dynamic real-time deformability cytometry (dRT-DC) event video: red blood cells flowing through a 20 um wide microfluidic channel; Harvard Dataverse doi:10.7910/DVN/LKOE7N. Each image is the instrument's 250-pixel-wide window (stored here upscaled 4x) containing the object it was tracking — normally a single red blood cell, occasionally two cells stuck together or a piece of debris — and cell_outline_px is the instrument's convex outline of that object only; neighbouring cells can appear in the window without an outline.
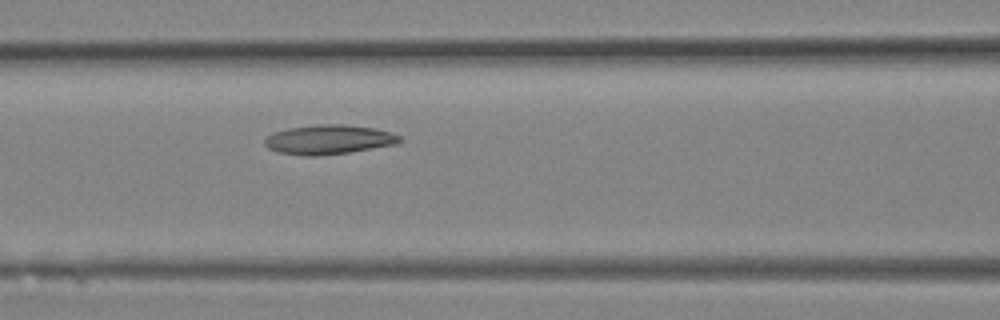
{"species": "Egyptian fruit bat (a non-hibernating species)", "species_latin": "Rousettus aegyptiacus", "temperature_condition": "room temperature", "stored_images_in_passage": 6, "camera_frame_rate_fps": 3000, "um_per_image_px": 0.085, "animal": {"sex": "female"}, "frame": {"image": 1, "passage_image": 6, "time_ms": 1.667, "image_size_px": [1000, 320], "cell_outline_px": [[404, 140], [396, 144], [348, 152], [316, 156], [304, 156], [280, 152], [268, 148], [264, 144], [264, 136], [272, 132], [288, 128], [316, 124], [344, 124], [372, 128], [388, 132], [400, 136]], "centroid_in_image_um": [27.89, 11.86], "position_along_channel_um": 138.7, "area_um2": 23.12}}